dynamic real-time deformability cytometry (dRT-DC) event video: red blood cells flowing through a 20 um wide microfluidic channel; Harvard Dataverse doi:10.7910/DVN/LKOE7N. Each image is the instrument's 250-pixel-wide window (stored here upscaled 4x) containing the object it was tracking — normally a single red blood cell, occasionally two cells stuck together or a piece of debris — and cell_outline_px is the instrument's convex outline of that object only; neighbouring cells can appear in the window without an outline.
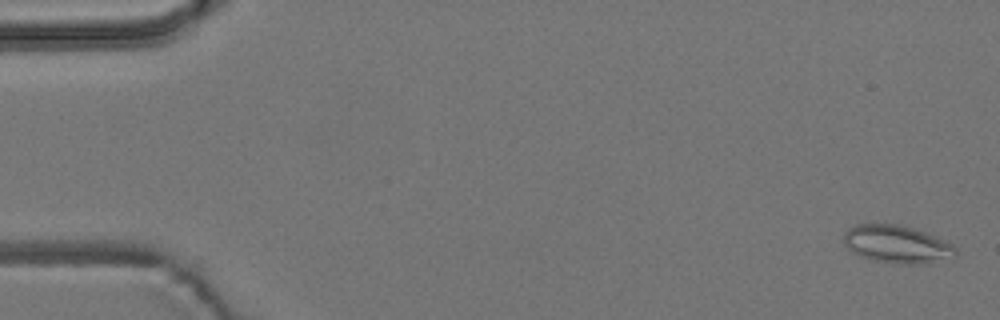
{"species": "common noctule bat (a hibernating species)", "species_latin": "Nyctalus noctula", "temperature_condition": "room temperature", "stored_images_in_passage": 6, "camera_frame_rate_fps": 3000, "um_per_image_px": 0.085, "animal": {"sex": "male", "body_mass_g": 19.2, "forearm_length_mm": 51.8}, "frame": {"image": 1, "passage_image": 1, "time_ms": 0.0, "image_size_px": [1000, 320], "cell_outline_px": [[956, 256], [928, 264], [896, 264], [872, 260], [860, 256], [852, 252], [844, 244], [844, 232], [848, 228], [856, 224], [900, 224], [936, 236], [952, 244], [956, 248]], "centroid_in_image_um": [76.23, 20.77], "position_along_channel_um": 8.8, "area_um2": 24.85}}
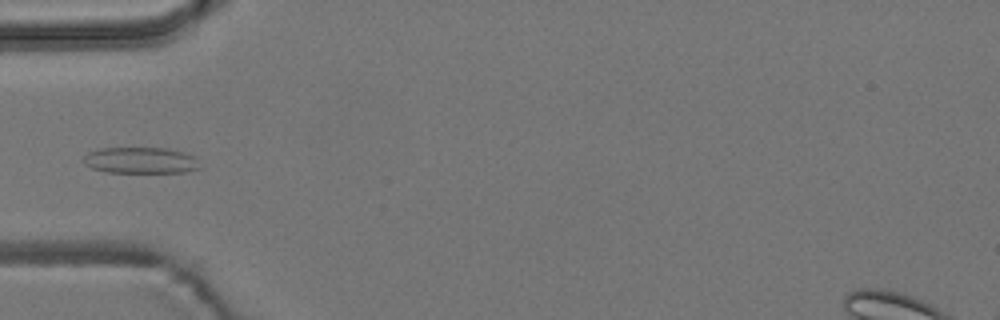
{"frame": {"image": 2, "passage_image": 6, "time_ms": 5.667, "image_size_px": [1000, 320], "cell_outline_px": [[200, 168], [184, 172], [108, 172], [92, 168], [84, 164], [84, 156], [88, 152], [100, 148], [164, 148], [180, 152], [192, 156]], "centroid_in_image_um": [11.88, 13.63], "position_along_channel_um": 73.1, "area_um2": 17.4}}